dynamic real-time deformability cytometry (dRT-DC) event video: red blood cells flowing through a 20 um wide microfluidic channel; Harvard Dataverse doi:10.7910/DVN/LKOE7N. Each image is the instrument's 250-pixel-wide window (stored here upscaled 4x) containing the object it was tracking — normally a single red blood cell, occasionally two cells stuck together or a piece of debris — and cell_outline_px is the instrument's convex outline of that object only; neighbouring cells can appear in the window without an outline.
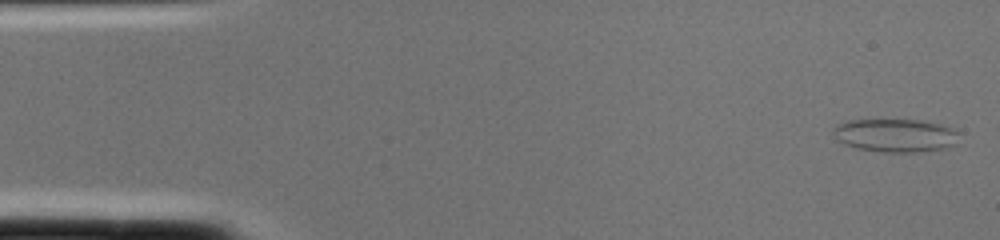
{"species": "common noctule bat (a hibernating species)", "species_latin": "Nyctalus noctula", "temperature_condition": "cold", "stored_images_in_passage": 2, "camera_frame_rate_fps": 3000, "um_per_image_px": 0.085, "animal": {"sex": "female", "body_mass_g": 22.0, "forearm_length_mm": 56.7}, "frame": {"image": 1, "passage_image": 1, "time_ms": 0.0, "image_size_px": [1000, 240], "cell_outline_px": [[956, 132], [952, 144], [944, 148], [916, 152], [884, 152], [856, 148], [844, 144], [836, 140], [832, 136], [832, 128], [836, 124], [848, 120], [920, 120], [940, 124], [952, 128]], "centroid_in_image_um": [75.97, 11.5], "position_along_channel_um": 9.0, "area_um2": 24.16}}
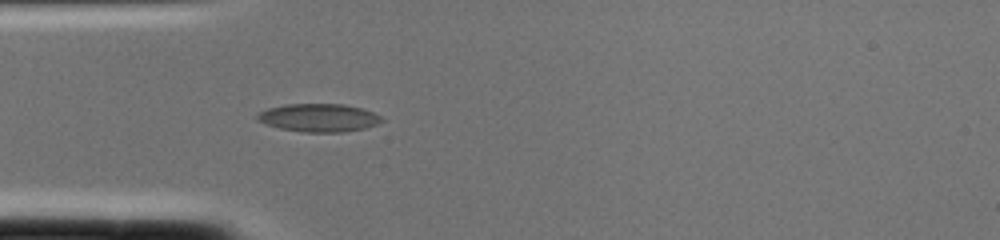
{"frame": {"image": 2, "passage_image": 2, "time_ms": 0.333, "image_size_px": [1000, 240], "cell_outline_px": [[384, 120], [376, 124], [364, 128], [344, 132], [304, 132], [280, 128], [264, 124], [256, 120], [256, 116], [260, 112], [268, 108], [288, 104], [344, 104], [360, 108], [372, 112], [380, 116]], "centroid_in_image_um": [27.07, 10.01], "position_along_channel_um": 57.9, "area_um2": 20.23}}